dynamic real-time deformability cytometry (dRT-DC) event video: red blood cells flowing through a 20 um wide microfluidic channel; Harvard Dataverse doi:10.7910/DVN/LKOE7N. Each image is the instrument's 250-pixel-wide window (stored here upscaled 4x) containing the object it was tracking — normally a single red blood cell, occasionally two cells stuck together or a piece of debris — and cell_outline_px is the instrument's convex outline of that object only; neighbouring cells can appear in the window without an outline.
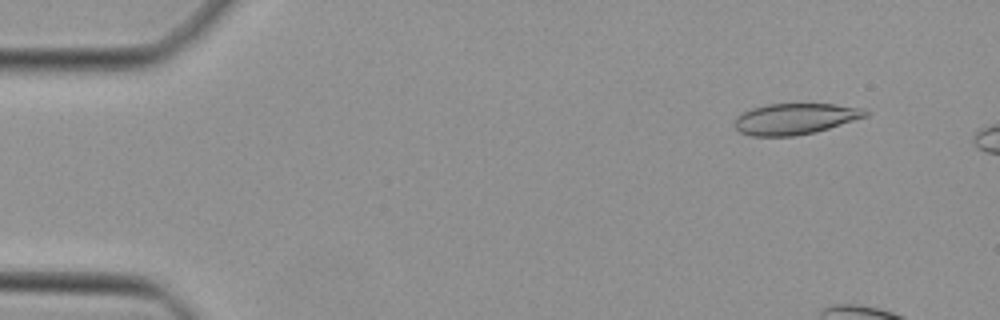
{"species": "Egyptian fruit bat (a non-hibernating species)", "species_latin": "Rousettus aegyptiacus", "temperature_condition": "cold", "stored_images_in_passage": 11, "camera_frame_rate_fps": 3000, "um_per_image_px": 0.085, "animal": {"sex": "female"}, "frame": {"image": 1, "passage_image": 4, "time_ms": 1.0, "image_size_px": [1000, 320], "cell_outline_px": [[868, 116], [816, 132], [796, 136], [752, 136], [740, 132], [732, 124], [736, 116], [752, 108], [768, 104], [836, 104], [864, 108], [868, 112]], "centroid_in_image_um": [67.58, 10.1], "position_along_channel_um": 17.4, "area_um2": 23.81}}